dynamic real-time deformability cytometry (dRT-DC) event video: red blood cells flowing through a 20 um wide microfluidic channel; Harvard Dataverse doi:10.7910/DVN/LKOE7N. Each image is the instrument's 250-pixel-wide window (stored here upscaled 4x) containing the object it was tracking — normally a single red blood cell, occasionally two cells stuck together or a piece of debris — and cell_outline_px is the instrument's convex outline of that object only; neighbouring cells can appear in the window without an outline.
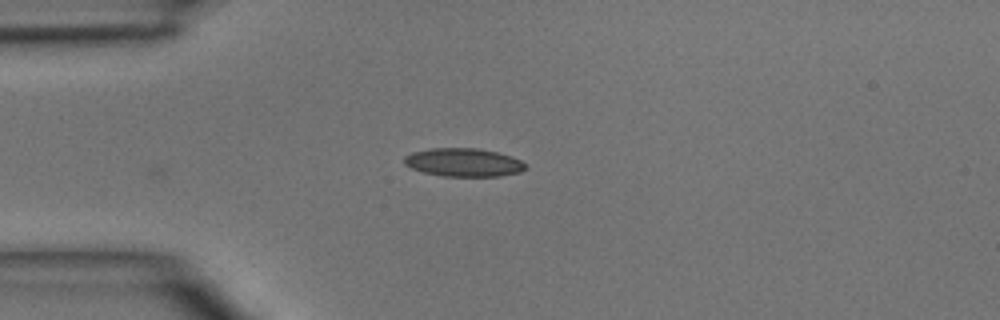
{"species": "common noctule bat (a hibernating species)", "species_latin": "Nyctalus noctula", "temperature_condition": "room temperature", "stored_images_in_passage": 4, "camera_frame_rate_fps": 3000, "um_per_image_px": 0.085, "animal": {"sex": "male", "body_mass_g": 15.6}, "frame": {"image": 1, "passage_image": 4, "time_ms": 4.333, "image_size_px": [1000, 320], "cell_outline_px": [[528, 168], [520, 172], [500, 176], [444, 176], [424, 172], [412, 168], [404, 164], [404, 156], [412, 152], [432, 148], [476, 148], [496, 152], [512, 156], [528, 164]], "centroid_in_image_um": [39.44, 13.8], "position_along_channel_um": 45.6, "area_um2": 20.06}}